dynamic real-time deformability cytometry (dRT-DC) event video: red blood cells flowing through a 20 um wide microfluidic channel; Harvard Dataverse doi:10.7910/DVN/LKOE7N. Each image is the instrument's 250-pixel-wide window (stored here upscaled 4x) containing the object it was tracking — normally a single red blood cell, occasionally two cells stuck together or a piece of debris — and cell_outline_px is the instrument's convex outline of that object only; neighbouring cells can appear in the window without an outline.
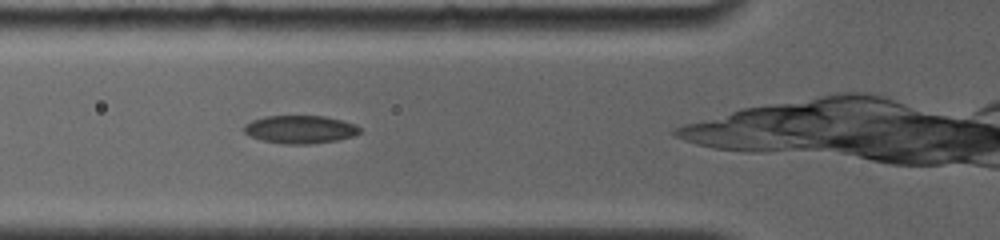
{"species": "common noctule bat (a hibernating species)", "species_latin": "Nyctalus noctula", "temperature_condition": "room temperature", "stored_images_in_passage": 10, "camera_frame_rate_fps": 4000, "um_per_image_px": 0.085, "animal": {"sex": "female", "body_mass_g": 19.0, "forearm_length_mm": 56.7}, "frame": {"image": 1, "passage_image": 4, "time_ms": 1.0, "image_size_px": [1000, 240], "cell_outline_px": [[360, 132], [356, 136], [336, 140], [308, 144], [284, 144], [264, 140], [252, 136], [244, 132], [244, 124], [252, 120], [264, 116], [324, 116], [356, 124], [360, 128]], "centroid_in_image_um": [25.53, 10.99], "position_along_channel_um": 100.3, "area_um2": 18.79}}